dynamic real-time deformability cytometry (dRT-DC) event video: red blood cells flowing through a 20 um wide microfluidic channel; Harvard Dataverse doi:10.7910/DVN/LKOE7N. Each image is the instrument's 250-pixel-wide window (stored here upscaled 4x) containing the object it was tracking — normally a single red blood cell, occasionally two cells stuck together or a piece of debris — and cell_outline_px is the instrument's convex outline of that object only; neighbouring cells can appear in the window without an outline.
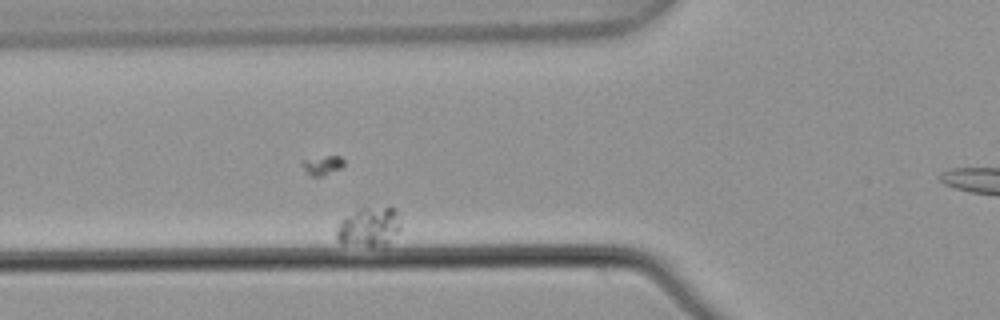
{"species": "common noctule bat (a hibernating species)", "species_latin": "Nyctalus noctula", "temperature_condition": "warm", "stored_images_in_passage": 3, "camera_frame_rate_fps": 3000, "um_per_image_px": 0.085, "animal": {"sex": "male", "body_mass_g": 21.5, "forearm_length_mm": 52.0}, "frame": {"image": 1, "passage_image": 2, "time_ms": 0.333, "image_size_px": [1000, 320], "cell_outline_px": [[400, 228], [388, 244], [340, 244], [336, 240], [336, 228], [340, 220], [364, 208], [396, 208], [400, 224]], "centroid_in_image_um": [31.34, 19.28], "position_along_channel_um": 94.5, "area_um2": 14.16}}